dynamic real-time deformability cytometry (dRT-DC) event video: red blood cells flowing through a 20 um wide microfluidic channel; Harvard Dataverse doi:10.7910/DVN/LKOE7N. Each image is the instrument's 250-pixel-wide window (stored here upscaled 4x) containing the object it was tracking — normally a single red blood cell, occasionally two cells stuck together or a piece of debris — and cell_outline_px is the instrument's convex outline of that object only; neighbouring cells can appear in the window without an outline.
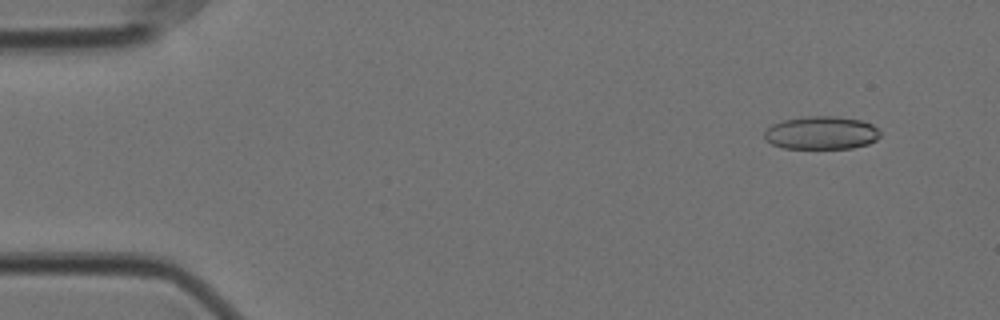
{"species": "Egyptian fruit bat (a non-hibernating species)", "species_latin": "Rousettus aegyptiacus", "temperature_condition": "cold", "stored_images_in_passage": 14, "camera_frame_rate_fps": 3000, "um_per_image_px": 0.085, "animal": {"sex": "female"}, "frame": {"image": 1, "passage_image": 5, "time_ms": 1.333, "image_size_px": [1000, 320], "cell_outline_px": [[880, 136], [876, 140], [868, 144], [852, 148], [784, 148], [772, 144], [764, 140], [764, 132], [772, 124], [784, 120], [804, 116], [836, 116], [860, 120], [872, 124], [880, 132]], "centroid_in_image_um": [69.8, 11.29], "position_along_channel_um": 15.2, "area_um2": 22.37}}